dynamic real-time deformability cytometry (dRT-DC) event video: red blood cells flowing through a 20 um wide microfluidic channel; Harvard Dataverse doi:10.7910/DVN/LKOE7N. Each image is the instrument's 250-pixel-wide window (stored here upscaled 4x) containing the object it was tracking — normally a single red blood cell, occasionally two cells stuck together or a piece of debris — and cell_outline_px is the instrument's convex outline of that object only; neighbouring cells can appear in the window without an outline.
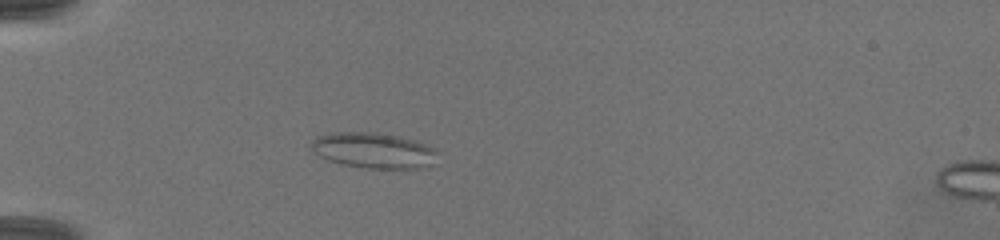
{"species": "common noctule bat (a hibernating species)", "species_latin": "Nyctalus noctula", "temperature_condition": "warm", "stored_images_in_passage": 17, "camera_frame_rate_fps": 3000, "um_per_image_px": 0.085, "animal": {"sex": "female", "body_mass_g": 19.5, "forearm_length_mm": 54.1}, "frame": {"image": 1, "passage_image": 16, "time_ms": 3.0, "image_size_px": [1000, 240], "cell_outline_px": [[440, 152], [432, 164], [416, 168], [364, 168], [344, 164], [328, 160], [320, 156], [312, 148], [312, 140], [316, 136], [336, 132], [376, 132], [416, 140], [428, 144], [436, 148]], "centroid_in_image_um": [31.8, 12.77], "position_along_channel_um": 53.2, "area_um2": 26.18}}